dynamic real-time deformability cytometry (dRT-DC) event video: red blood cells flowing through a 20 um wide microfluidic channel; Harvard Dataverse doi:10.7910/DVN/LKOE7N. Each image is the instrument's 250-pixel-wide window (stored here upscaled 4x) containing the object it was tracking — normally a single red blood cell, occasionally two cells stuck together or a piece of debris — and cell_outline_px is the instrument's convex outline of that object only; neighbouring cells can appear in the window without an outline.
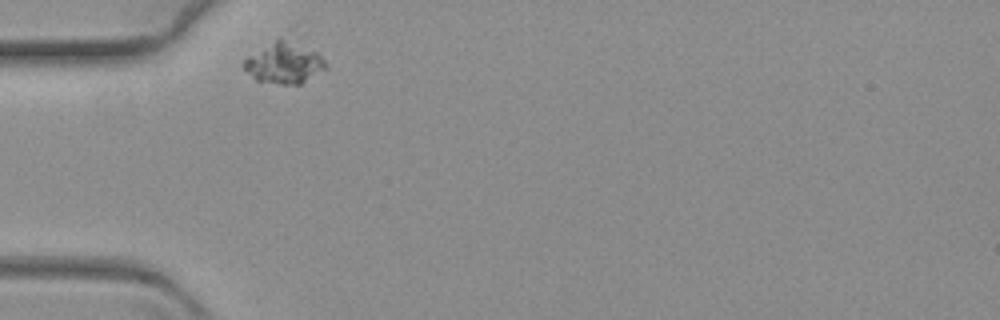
{"species": "common noctule bat (a hibernating species)", "species_latin": "Nyctalus noctula", "temperature_condition": "warm", "stored_images_in_passage": 2, "camera_frame_rate_fps": 3000, "um_per_image_px": 0.085, "animal": {"sex": "female", "body_mass_g": 19.3, "forearm_length_mm": 54.1}, "frame": {"image": 1, "passage_image": 1, "time_ms": 0.0, "image_size_px": [1000, 320], "cell_outline_px": [[328, 68], [300, 84], [280, 84], [256, 80], [240, 64], [248, 56], [292, 28], [304, 32], [328, 64]], "centroid_in_image_um": [24.32, 5.1], "position_along_channel_um": 60.7, "area_um2": 22.31}}